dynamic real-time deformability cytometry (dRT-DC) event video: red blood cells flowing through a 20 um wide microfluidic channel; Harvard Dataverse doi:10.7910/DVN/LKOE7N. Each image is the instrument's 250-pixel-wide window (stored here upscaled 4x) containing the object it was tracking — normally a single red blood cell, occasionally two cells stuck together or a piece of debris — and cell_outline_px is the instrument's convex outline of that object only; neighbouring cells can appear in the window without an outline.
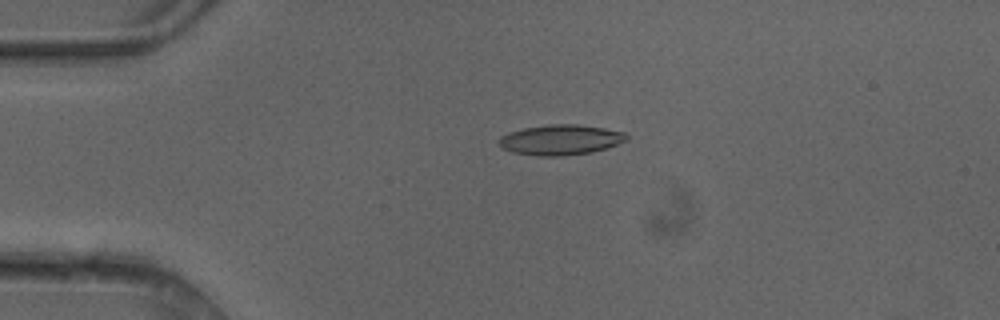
{"species": "common noctule bat (a hibernating species)", "species_latin": "Nyctalus noctula", "temperature_condition": "cold", "stored_images_in_passage": 6, "camera_frame_rate_fps": 3000, "um_per_image_px": 0.085, "animal": {"sex": "female"}, "frame": {"image": 1, "passage_image": 4, "time_ms": 1.0, "image_size_px": [1000, 320], "cell_outline_px": [[628, 140], [592, 152], [560, 156], [536, 156], [512, 152], [504, 148], [496, 140], [500, 136], [508, 132], [524, 128], [548, 124], [576, 124], [604, 128], [624, 132], [628, 136]], "centroid_in_image_um": [47.61, 11.88], "position_along_channel_um": 37.4, "area_um2": 22.48}}
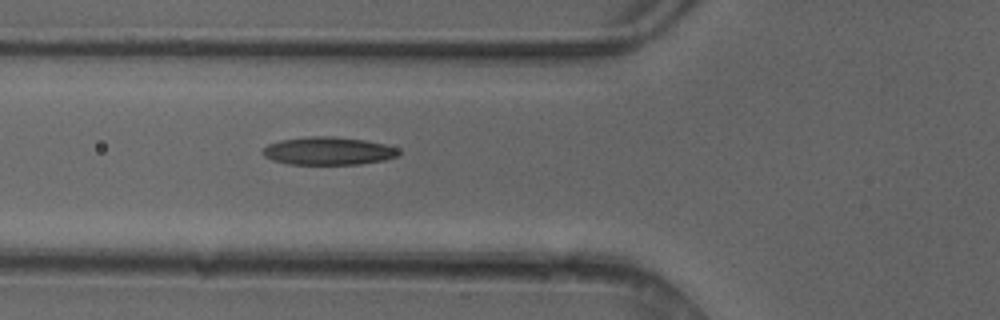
{"frame": {"image": 2, "passage_image": 6, "time_ms": 1.667, "image_size_px": [1000, 320], "cell_outline_px": [[400, 156], [384, 160], [360, 164], [288, 164], [272, 160], [264, 156], [260, 152], [268, 144], [280, 140], [312, 136], [332, 136], [364, 140], [384, 144], [396, 148], [400, 152]], "centroid_in_image_um": [27.89, 12.83], "position_along_channel_um": 97.9, "area_um2": 22.14}}